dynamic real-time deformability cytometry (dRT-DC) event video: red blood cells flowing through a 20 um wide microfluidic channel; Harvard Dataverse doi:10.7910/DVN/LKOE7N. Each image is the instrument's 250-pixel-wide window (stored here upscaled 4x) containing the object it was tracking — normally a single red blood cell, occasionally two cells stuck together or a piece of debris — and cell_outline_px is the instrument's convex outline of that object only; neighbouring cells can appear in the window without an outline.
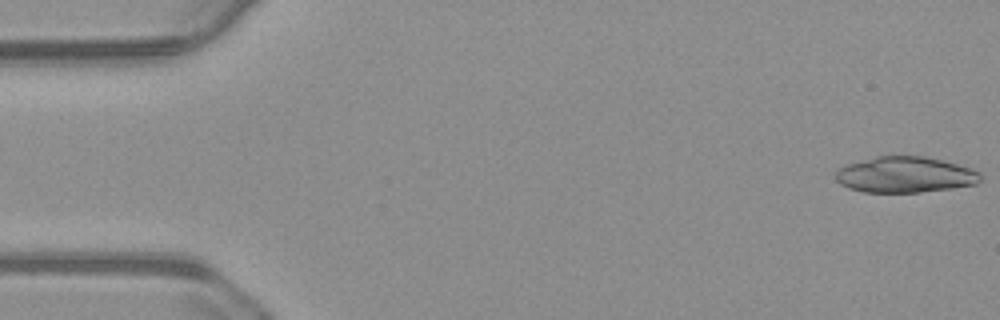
{"species": "common noctule bat (a hibernating species)", "species_latin": "Nyctalus noctula", "temperature_condition": "warm", "stored_images_in_passage": 18, "camera_frame_rate_fps": 3000, "um_per_image_px": 0.085, "animal": {"sex": "male", "body_mass_g": 23.1, "forearm_length_mm": 52.7}, "frame": {"image": 1, "passage_image": 1, "time_ms": 0.0, "image_size_px": [1000, 320], "cell_outline_px": [[980, 180], [976, 184], [952, 188], [920, 192], [864, 192], [848, 188], [840, 184], [836, 180], [836, 172], [840, 168], [848, 164], [876, 156], [924, 156], [972, 168], [980, 172]], "centroid_in_image_um": [76.93, 14.85], "position_along_channel_um": 8.1, "area_um2": 30.11}}